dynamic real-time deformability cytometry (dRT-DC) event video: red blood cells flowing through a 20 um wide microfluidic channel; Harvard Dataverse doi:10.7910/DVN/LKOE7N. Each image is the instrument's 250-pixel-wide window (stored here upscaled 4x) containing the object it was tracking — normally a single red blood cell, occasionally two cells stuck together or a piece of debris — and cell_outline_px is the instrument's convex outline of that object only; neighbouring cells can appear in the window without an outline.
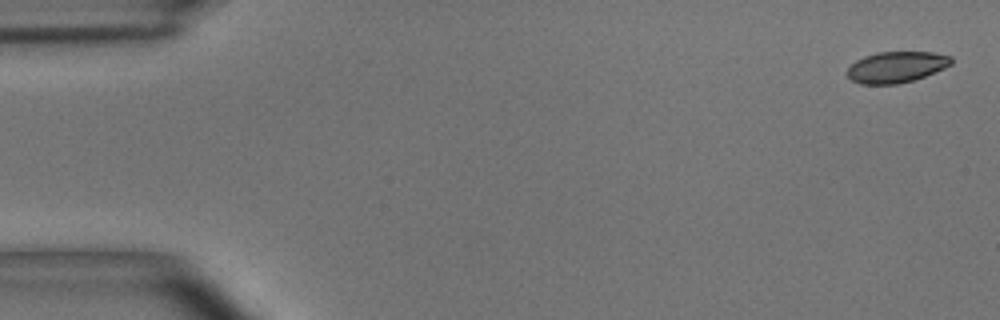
{"species": "common noctule bat (a hibernating species)", "species_latin": "Nyctalus noctula", "temperature_condition": "room temperature", "stored_images_in_passage": 6, "segment_of_instrument_passage": [1, 2], "camera_frame_rate_fps": 3000, "um_per_image_px": 0.085, "animal": {"sex": "male", "body_mass_g": 15.6}, "frame": {"image": 1, "passage_image": 1, "time_ms": 0.0, "image_size_px": [1000, 320], "cell_outline_px": [[952, 64], [944, 68], [924, 76], [912, 80], [896, 84], [860, 84], [852, 80], [848, 76], [848, 68], [856, 60], [864, 56], [876, 52], [932, 52], [952, 56]], "centroid_in_image_um": [76.19, 5.69], "position_along_channel_um": 8.8, "area_um2": 18.73}}
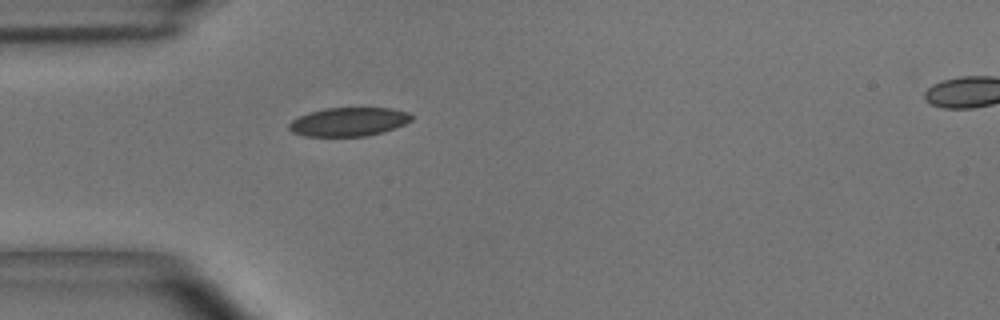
{"frame": {"image": 2, "passage_image": 5, "time_ms": 1.333, "image_size_px": [1000, 320], "cell_outline_px": [[412, 120], [404, 124], [380, 132], [364, 136], [304, 136], [292, 132], [288, 128], [288, 124], [292, 120], [308, 112], [324, 108], [392, 108], [408, 112], [412, 116]], "centroid_in_image_um": [29.6, 10.34], "position_along_channel_um": 55.4, "area_um2": 20.35}}